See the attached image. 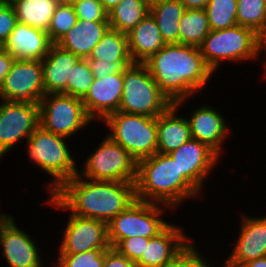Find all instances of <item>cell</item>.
<instances>
[{"label":"cell","mask_w":266,"mask_h":267,"mask_svg":"<svg viewBox=\"0 0 266 267\" xmlns=\"http://www.w3.org/2000/svg\"><path fill=\"white\" fill-rule=\"evenodd\" d=\"M47 200L56 209L106 224L135 200V183L82 179L77 174L65 181Z\"/></svg>","instance_id":"obj_1"},{"label":"cell","mask_w":266,"mask_h":267,"mask_svg":"<svg viewBox=\"0 0 266 267\" xmlns=\"http://www.w3.org/2000/svg\"><path fill=\"white\" fill-rule=\"evenodd\" d=\"M143 64L160 90L178 107L189 95L204 88L213 74L198 47L180 43L165 44Z\"/></svg>","instance_id":"obj_2"},{"label":"cell","mask_w":266,"mask_h":267,"mask_svg":"<svg viewBox=\"0 0 266 267\" xmlns=\"http://www.w3.org/2000/svg\"><path fill=\"white\" fill-rule=\"evenodd\" d=\"M135 191L137 200L173 208L200 193L181 174L176 161L162 153L138 161Z\"/></svg>","instance_id":"obj_3"},{"label":"cell","mask_w":266,"mask_h":267,"mask_svg":"<svg viewBox=\"0 0 266 267\" xmlns=\"http://www.w3.org/2000/svg\"><path fill=\"white\" fill-rule=\"evenodd\" d=\"M64 139L66 137L47 131L39 125L26 142L27 153L33 163L54 179L48 186L51 194L79 171Z\"/></svg>","instance_id":"obj_4"},{"label":"cell","mask_w":266,"mask_h":267,"mask_svg":"<svg viewBox=\"0 0 266 267\" xmlns=\"http://www.w3.org/2000/svg\"><path fill=\"white\" fill-rule=\"evenodd\" d=\"M123 81L118 111L157 117L173 104L157 86L143 63L128 66L123 72Z\"/></svg>","instance_id":"obj_5"},{"label":"cell","mask_w":266,"mask_h":267,"mask_svg":"<svg viewBox=\"0 0 266 267\" xmlns=\"http://www.w3.org/2000/svg\"><path fill=\"white\" fill-rule=\"evenodd\" d=\"M109 136L126 149L138 162L157 153V117L117 111L104 120Z\"/></svg>","instance_id":"obj_6"},{"label":"cell","mask_w":266,"mask_h":267,"mask_svg":"<svg viewBox=\"0 0 266 267\" xmlns=\"http://www.w3.org/2000/svg\"><path fill=\"white\" fill-rule=\"evenodd\" d=\"M199 49L205 63L214 72L223 60L257 59L258 34L240 25L211 30Z\"/></svg>","instance_id":"obj_7"},{"label":"cell","mask_w":266,"mask_h":267,"mask_svg":"<svg viewBox=\"0 0 266 267\" xmlns=\"http://www.w3.org/2000/svg\"><path fill=\"white\" fill-rule=\"evenodd\" d=\"M163 211L157 203L136 199L126 210L107 223L110 247L114 248L122 239L133 236L146 238L157 236L169 225L161 219Z\"/></svg>","instance_id":"obj_8"},{"label":"cell","mask_w":266,"mask_h":267,"mask_svg":"<svg viewBox=\"0 0 266 267\" xmlns=\"http://www.w3.org/2000/svg\"><path fill=\"white\" fill-rule=\"evenodd\" d=\"M85 162L84 171L78 172V176L89 180L136 182L138 162L109 136Z\"/></svg>","instance_id":"obj_9"},{"label":"cell","mask_w":266,"mask_h":267,"mask_svg":"<svg viewBox=\"0 0 266 267\" xmlns=\"http://www.w3.org/2000/svg\"><path fill=\"white\" fill-rule=\"evenodd\" d=\"M90 121L80 98L49 93L39 101V125L54 134L71 137Z\"/></svg>","instance_id":"obj_10"},{"label":"cell","mask_w":266,"mask_h":267,"mask_svg":"<svg viewBox=\"0 0 266 267\" xmlns=\"http://www.w3.org/2000/svg\"><path fill=\"white\" fill-rule=\"evenodd\" d=\"M43 96L42 62L15 59L0 89L2 100L19 104H38Z\"/></svg>","instance_id":"obj_11"},{"label":"cell","mask_w":266,"mask_h":267,"mask_svg":"<svg viewBox=\"0 0 266 267\" xmlns=\"http://www.w3.org/2000/svg\"><path fill=\"white\" fill-rule=\"evenodd\" d=\"M39 126V103L19 104L4 101L0 104V157L21 139H29Z\"/></svg>","instance_id":"obj_12"},{"label":"cell","mask_w":266,"mask_h":267,"mask_svg":"<svg viewBox=\"0 0 266 267\" xmlns=\"http://www.w3.org/2000/svg\"><path fill=\"white\" fill-rule=\"evenodd\" d=\"M109 247L105 222L70 213L59 254H79Z\"/></svg>","instance_id":"obj_13"},{"label":"cell","mask_w":266,"mask_h":267,"mask_svg":"<svg viewBox=\"0 0 266 267\" xmlns=\"http://www.w3.org/2000/svg\"><path fill=\"white\" fill-rule=\"evenodd\" d=\"M169 155L176 161L181 174L198 192L220 156L208 145L193 138Z\"/></svg>","instance_id":"obj_14"},{"label":"cell","mask_w":266,"mask_h":267,"mask_svg":"<svg viewBox=\"0 0 266 267\" xmlns=\"http://www.w3.org/2000/svg\"><path fill=\"white\" fill-rule=\"evenodd\" d=\"M0 245L10 267L44 266L35 242L6 214L0 215Z\"/></svg>","instance_id":"obj_15"},{"label":"cell","mask_w":266,"mask_h":267,"mask_svg":"<svg viewBox=\"0 0 266 267\" xmlns=\"http://www.w3.org/2000/svg\"><path fill=\"white\" fill-rule=\"evenodd\" d=\"M123 73L94 78L88 93L81 99L86 113L92 120L102 119L119 110L123 93Z\"/></svg>","instance_id":"obj_16"},{"label":"cell","mask_w":266,"mask_h":267,"mask_svg":"<svg viewBox=\"0 0 266 267\" xmlns=\"http://www.w3.org/2000/svg\"><path fill=\"white\" fill-rule=\"evenodd\" d=\"M53 43L47 32L17 22L1 48L17 60H43Z\"/></svg>","instance_id":"obj_17"},{"label":"cell","mask_w":266,"mask_h":267,"mask_svg":"<svg viewBox=\"0 0 266 267\" xmlns=\"http://www.w3.org/2000/svg\"><path fill=\"white\" fill-rule=\"evenodd\" d=\"M242 220L240 235L225 267H240L250 260L266 256V216H242Z\"/></svg>","instance_id":"obj_18"},{"label":"cell","mask_w":266,"mask_h":267,"mask_svg":"<svg viewBox=\"0 0 266 267\" xmlns=\"http://www.w3.org/2000/svg\"><path fill=\"white\" fill-rule=\"evenodd\" d=\"M176 225L169 224L157 236L146 243L145 252L136 263L137 267H165L190 242Z\"/></svg>","instance_id":"obj_19"},{"label":"cell","mask_w":266,"mask_h":267,"mask_svg":"<svg viewBox=\"0 0 266 267\" xmlns=\"http://www.w3.org/2000/svg\"><path fill=\"white\" fill-rule=\"evenodd\" d=\"M80 59L72 52L53 44L49 53L41 60L44 95L49 93L66 94L67 80H70L72 68Z\"/></svg>","instance_id":"obj_20"},{"label":"cell","mask_w":266,"mask_h":267,"mask_svg":"<svg viewBox=\"0 0 266 267\" xmlns=\"http://www.w3.org/2000/svg\"><path fill=\"white\" fill-rule=\"evenodd\" d=\"M188 119L191 137L208 145L218 155L222 152L223 141L227 138L226 121L223 115L210 106H201Z\"/></svg>","instance_id":"obj_21"},{"label":"cell","mask_w":266,"mask_h":267,"mask_svg":"<svg viewBox=\"0 0 266 267\" xmlns=\"http://www.w3.org/2000/svg\"><path fill=\"white\" fill-rule=\"evenodd\" d=\"M177 109L172 104L157 116V153L169 154L192 138L188 119L176 116Z\"/></svg>","instance_id":"obj_22"},{"label":"cell","mask_w":266,"mask_h":267,"mask_svg":"<svg viewBox=\"0 0 266 267\" xmlns=\"http://www.w3.org/2000/svg\"><path fill=\"white\" fill-rule=\"evenodd\" d=\"M109 22H93L78 19L75 26L56 44L69 52L86 59L101 41L109 28Z\"/></svg>","instance_id":"obj_23"},{"label":"cell","mask_w":266,"mask_h":267,"mask_svg":"<svg viewBox=\"0 0 266 267\" xmlns=\"http://www.w3.org/2000/svg\"><path fill=\"white\" fill-rule=\"evenodd\" d=\"M127 36L129 54L134 63H143L166 44L161 37L156 20L150 13L127 33Z\"/></svg>","instance_id":"obj_24"},{"label":"cell","mask_w":266,"mask_h":267,"mask_svg":"<svg viewBox=\"0 0 266 267\" xmlns=\"http://www.w3.org/2000/svg\"><path fill=\"white\" fill-rule=\"evenodd\" d=\"M185 10L180 0H164L150 6V15L166 44L179 43L180 20Z\"/></svg>","instance_id":"obj_25"},{"label":"cell","mask_w":266,"mask_h":267,"mask_svg":"<svg viewBox=\"0 0 266 267\" xmlns=\"http://www.w3.org/2000/svg\"><path fill=\"white\" fill-rule=\"evenodd\" d=\"M17 22L48 32L57 0H9Z\"/></svg>","instance_id":"obj_26"},{"label":"cell","mask_w":266,"mask_h":267,"mask_svg":"<svg viewBox=\"0 0 266 267\" xmlns=\"http://www.w3.org/2000/svg\"><path fill=\"white\" fill-rule=\"evenodd\" d=\"M86 59L109 63L133 62L129 54L127 34L109 27Z\"/></svg>","instance_id":"obj_27"},{"label":"cell","mask_w":266,"mask_h":267,"mask_svg":"<svg viewBox=\"0 0 266 267\" xmlns=\"http://www.w3.org/2000/svg\"><path fill=\"white\" fill-rule=\"evenodd\" d=\"M149 13L145 0H122L108 12L109 26L127 34Z\"/></svg>","instance_id":"obj_28"},{"label":"cell","mask_w":266,"mask_h":267,"mask_svg":"<svg viewBox=\"0 0 266 267\" xmlns=\"http://www.w3.org/2000/svg\"><path fill=\"white\" fill-rule=\"evenodd\" d=\"M179 29L180 44L199 48L211 31L205 9H186L180 20Z\"/></svg>","instance_id":"obj_29"},{"label":"cell","mask_w":266,"mask_h":267,"mask_svg":"<svg viewBox=\"0 0 266 267\" xmlns=\"http://www.w3.org/2000/svg\"><path fill=\"white\" fill-rule=\"evenodd\" d=\"M205 11L211 30L237 25V0H209Z\"/></svg>","instance_id":"obj_30"},{"label":"cell","mask_w":266,"mask_h":267,"mask_svg":"<svg viewBox=\"0 0 266 267\" xmlns=\"http://www.w3.org/2000/svg\"><path fill=\"white\" fill-rule=\"evenodd\" d=\"M237 25L258 34L266 25L264 0H237Z\"/></svg>","instance_id":"obj_31"},{"label":"cell","mask_w":266,"mask_h":267,"mask_svg":"<svg viewBox=\"0 0 266 267\" xmlns=\"http://www.w3.org/2000/svg\"><path fill=\"white\" fill-rule=\"evenodd\" d=\"M77 20L73 5L58 4L47 32L51 42L56 44L75 26Z\"/></svg>","instance_id":"obj_32"},{"label":"cell","mask_w":266,"mask_h":267,"mask_svg":"<svg viewBox=\"0 0 266 267\" xmlns=\"http://www.w3.org/2000/svg\"><path fill=\"white\" fill-rule=\"evenodd\" d=\"M94 76L87 59H80L67 80L66 94L82 99L93 84Z\"/></svg>","instance_id":"obj_33"},{"label":"cell","mask_w":266,"mask_h":267,"mask_svg":"<svg viewBox=\"0 0 266 267\" xmlns=\"http://www.w3.org/2000/svg\"><path fill=\"white\" fill-rule=\"evenodd\" d=\"M107 249L97 248L79 254H59L57 267H103Z\"/></svg>","instance_id":"obj_34"},{"label":"cell","mask_w":266,"mask_h":267,"mask_svg":"<svg viewBox=\"0 0 266 267\" xmlns=\"http://www.w3.org/2000/svg\"><path fill=\"white\" fill-rule=\"evenodd\" d=\"M78 19L108 22V12L99 0H80L73 5Z\"/></svg>","instance_id":"obj_35"},{"label":"cell","mask_w":266,"mask_h":267,"mask_svg":"<svg viewBox=\"0 0 266 267\" xmlns=\"http://www.w3.org/2000/svg\"><path fill=\"white\" fill-rule=\"evenodd\" d=\"M149 240L150 238L133 236L122 239L114 248L136 264L145 252L146 243Z\"/></svg>","instance_id":"obj_36"},{"label":"cell","mask_w":266,"mask_h":267,"mask_svg":"<svg viewBox=\"0 0 266 267\" xmlns=\"http://www.w3.org/2000/svg\"><path fill=\"white\" fill-rule=\"evenodd\" d=\"M203 259L195 246L188 244L165 267H210Z\"/></svg>","instance_id":"obj_37"},{"label":"cell","mask_w":266,"mask_h":267,"mask_svg":"<svg viewBox=\"0 0 266 267\" xmlns=\"http://www.w3.org/2000/svg\"><path fill=\"white\" fill-rule=\"evenodd\" d=\"M17 23L14 7L9 0H4L0 4V46L8 38Z\"/></svg>","instance_id":"obj_38"},{"label":"cell","mask_w":266,"mask_h":267,"mask_svg":"<svg viewBox=\"0 0 266 267\" xmlns=\"http://www.w3.org/2000/svg\"><path fill=\"white\" fill-rule=\"evenodd\" d=\"M94 78H104L111 74L123 73L134 62H100V60H88Z\"/></svg>","instance_id":"obj_39"},{"label":"cell","mask_w":266,"mask_h":267,"mask_svg":"<svg viewBox=\"0 0 266 267\" xmlns=\"http://www.w3.org/2000/svg\"><path fill=\"white\" fill-rule=\"evenodd\" d=\"M103 267H137V265L115 248L109 247L105 250Z\"/></svg>","instance_id":"obj_40"},{"label":"cell","mask_w":266,"mask_h":267,"mask_svg":"<svg viewBox=\"0 0 266 267\" xmlns=\"http://www.w3.org/2000/svg\"><path fill=\"white\" fill-rule=\"evenodd\" d=\"M15 58L12 57L7 51L0 49V89L3 84L4 78L10 71Z\"/></svg>","instance_id":"obj_41"},{"label":"cell","mask_w":266,"mask_h":267,"mask_svg":"<svg viewBox=\"0 0 266 267\" xmlns=\"http://www.w3.org/2000/svg\"><path fill=\"white\" fill-rule=\"evenodd\" d=\"M185 9H205L209 0H180Z\"/></svg>","instance_id":"obj_42"},{"label":"cell","mask_w":266,"mask_h":267,"mask_svg":"<svg viewBox=\"0 0 266 267\" xmlns=\"http://www.w3.org/2000/svg\"><path fill=\"white\" fill-rule=\"evenodd\" d=\"M240 267H266V256L250 260Z\"/></svg>","instance_id":"obj_43"},{"label":"cell","mask_w":266,"mask_h":267,"mask_svg":"<svg viewBox=\"0 0 266 267\" xmlns=\"http://www.w3.org/2000/svg\"><path fill=\"white\" fill-rule=\"evenodd\" d=\"M263 48L266 54V25L258 33V53H260Z\"/></svg>","instance_id":"obj_44"},{"label":"cell","mask_w":266,"mask_h":267,"mask_svg":"<svg viewBox=\"0 0 266 267\" xmlns=\"http://www.w3.org/2000/svg\"><path fill=\"white\" fill-rule=\"evenodd\" d=\"M107 12L118 5L122 0H99Z\"/></svg>","instance_id":"obj_45"},{"label":"cell","mask_w":266,"mask_h":267,"mask_svg":"<svg viewBox=\"0 0 266 267\" xmlns=\"http://www.w3.org/2000/svg\"><path fill=\"white\" fill-rule=\"evenodd\" d=\"M78 1L80 0H57L58 4H62V5H74Z\"/></svg>","instance_id":"obj_46"},{"label":"cell","mask_w":266,"mask_h":267,"mask_svg":"<svg viewBox=\"0 0 266 267\" xmlns=\"http://www.w3.org/2000/svg\"><path fill=\"white\" fill-rule=\"evenodd\" d=\"M164 0H145L146 4L150 7L151 5L158 3V2H162Z\"/></svg>","instance_id":"obj_47"}]
</instances>
